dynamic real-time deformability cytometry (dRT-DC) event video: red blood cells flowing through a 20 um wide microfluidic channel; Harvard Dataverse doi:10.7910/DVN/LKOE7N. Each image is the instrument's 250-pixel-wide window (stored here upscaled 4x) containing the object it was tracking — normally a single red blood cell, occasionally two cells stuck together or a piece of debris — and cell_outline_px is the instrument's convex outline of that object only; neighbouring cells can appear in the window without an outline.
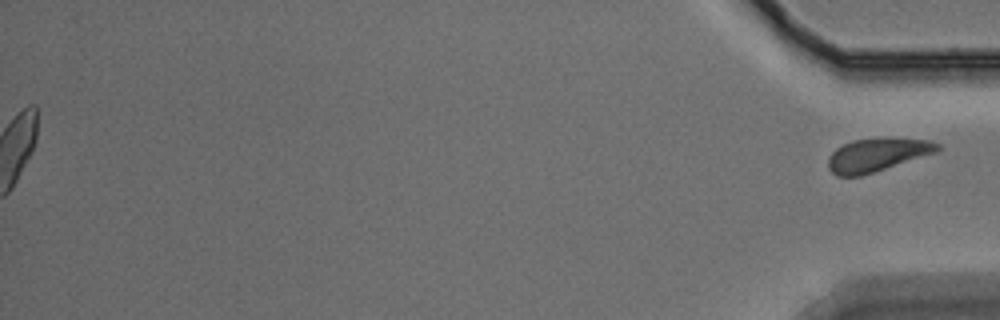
{"species": "Egyptian fruit bat (a non-hibernating species)", "species_latin": "Rousettus aegyptiacus", "temperature_condition": "warm", "stored_images_in_passage": 54, "segment_of_instrument_passage": [2, 2], "camera_frame_rate_fps": 3000, "um_per_image_px": 0.085, "animal": {"sex": "male"}, "frame": {"image": 1, "passage_image": 54, "time_ms": 17.667, "image_size_px": [1000, 320], "cell_outline_px": [[940, 148], [936, 152], [860, 176], [836, 176], [828, 168], [828, 156], [836, 148], [852, 140], [884, 136], [928, 140], [940, 144]], "centroid_in_image_um": [74.53, 13.13], "position_along_channel_um": 360.7, "area_um2": 21.33}}